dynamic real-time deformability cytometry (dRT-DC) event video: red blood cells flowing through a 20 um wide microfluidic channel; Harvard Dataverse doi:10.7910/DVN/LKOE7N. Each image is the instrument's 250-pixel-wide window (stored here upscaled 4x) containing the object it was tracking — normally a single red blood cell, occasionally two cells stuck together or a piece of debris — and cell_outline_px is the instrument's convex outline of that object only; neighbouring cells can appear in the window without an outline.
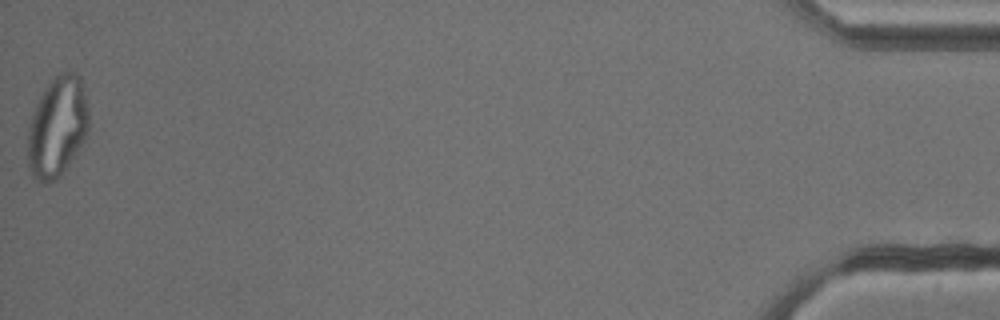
{"species": "common noctule bat (a hibernating species)", "species_latin": "Nyctalus noctula", "temperature_condition": "cold", "stored_images_in_passage": 43, "camera_frame_rate_fps": 3000, "um_per_image_px": 0.085, "animal": {"sex": "male", "body_mass_g": 13.3}, "frame": {"image": 1, "passage_image": 43, "time_ms": 14.0, "image_size_px": [1000, 320], "cell_outline_px": [[88, 128], [84, 140], [60, 176], [44, 184], [36, 180], [32, 176], [28, 164], [28, 132], [32, 112], [44, 88], [60, 72], [76, 72], [80, 76], [88, 108]], "centroid_in_image_um": [4.86, 10.77], "position_along_channel_um": 430.3, "area_um2": 35.43}}